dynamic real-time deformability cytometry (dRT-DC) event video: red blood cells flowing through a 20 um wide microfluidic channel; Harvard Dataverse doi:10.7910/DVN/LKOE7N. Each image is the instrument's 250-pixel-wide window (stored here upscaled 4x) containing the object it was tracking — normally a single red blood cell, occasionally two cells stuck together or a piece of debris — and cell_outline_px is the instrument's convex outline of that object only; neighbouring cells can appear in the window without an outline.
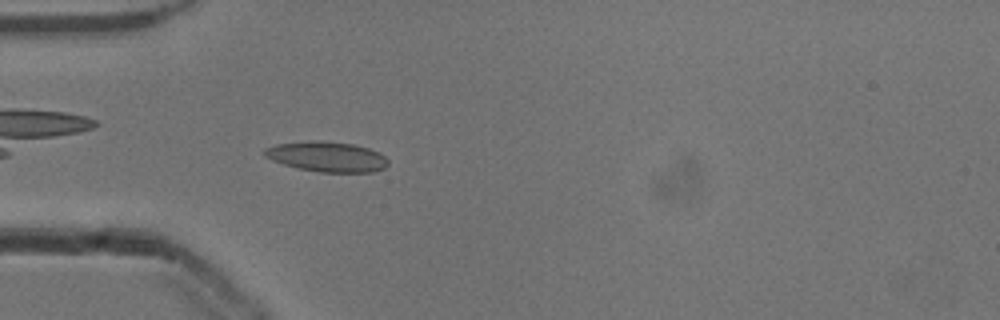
{"species": "common noctule bat (a hibernating species)", "species_latin": "Nyctalus noctula", "temperature_condition": "cold", "stored_images_in_passage": 31, "camera_frame_rate_fps": 3000, "um_per_image_px": 0.085, "animal": {"sex": "male", "body_mass_g": 13.3}, "frame": {"image": 1, "passage_image": 4, "time_ms": 1.0, "image_size_px": [1000, 320], "cell_outline_px": [[388, 164], [384, 168], [372, 172], [320, 172], [300, 168], [284, 164], [272, 160], [264, 156], [264, 148], [276, 144], [312, 140], [352, 144], [368, 148], [380, 152], [388, 160]], "centroid_in_image_um": [27.79, 13.31], "position_along_channel_um": 57.2, "area_um2": 21.56}}
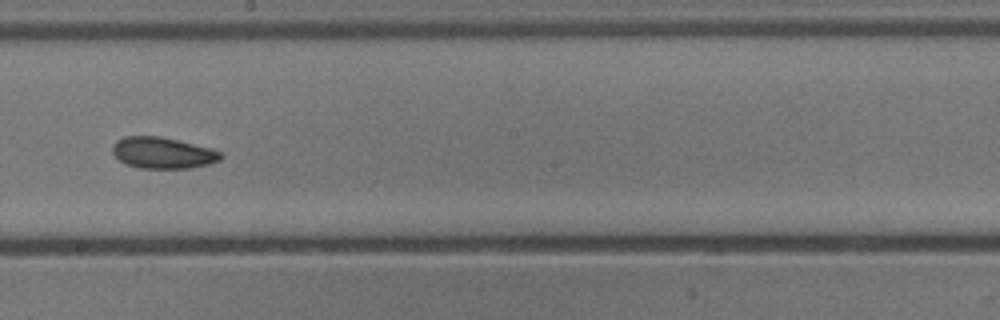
{"frame": {"image": 2, "passage_image": 18, "time_ms": 5.667, "image_size_px": [1000, 320], "cell_outline_px": [[224, 156], [220, 160], [208, 164], [188, 168], [140, 168], [128, 164], [120, 160], [112, 152], [112, 144], [116, 140], [124, 136], [160, 136], [212, 148], [220, 152]], "centroid_in_image_um": [13.83, 12.98], "position_along_channel_um": 234.4, "area_um2": 19.71}}
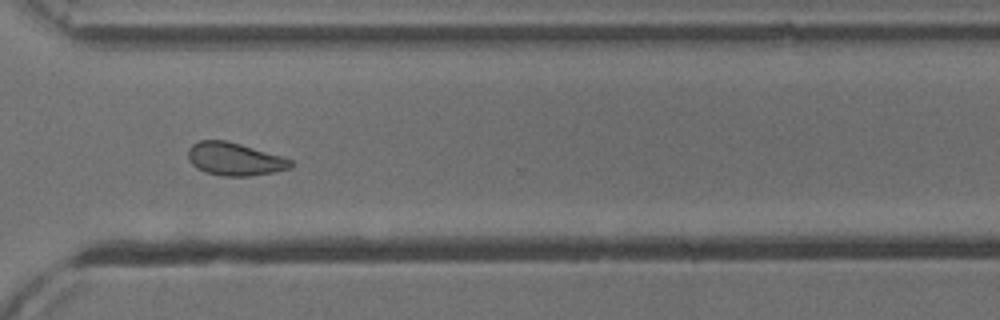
{"frame": {"image": 3, "passage_image": 27, "time_ms": 8.667, "image_size_px": [1000, 320], "cell_outline_px": [[296, 164], [288, 168], [272, 172], [248, 176], [224, 176], [204, 172], [196, 168], [188, 160], [188, 148], [192, 144], [200, 140], [224, 140], [240, 144], [280, 156], [292, 160]], "centroid_in_image_um": [19.9, 13.52], "position_along_channel_um": 350.7, "area_um2": 19.54}, "authors_computed_cell_mechanics": {"area_um2": 19.7098, "velocity_mm_per_s": 3.8885, "shape_relaxation_time_tau1_ms": 6.1744, "shape_relaxation_time_tau2_ms": 10.0587, "deformation_change_tau1": 0.1202, "deformation_change_tau2": 0.1569}}